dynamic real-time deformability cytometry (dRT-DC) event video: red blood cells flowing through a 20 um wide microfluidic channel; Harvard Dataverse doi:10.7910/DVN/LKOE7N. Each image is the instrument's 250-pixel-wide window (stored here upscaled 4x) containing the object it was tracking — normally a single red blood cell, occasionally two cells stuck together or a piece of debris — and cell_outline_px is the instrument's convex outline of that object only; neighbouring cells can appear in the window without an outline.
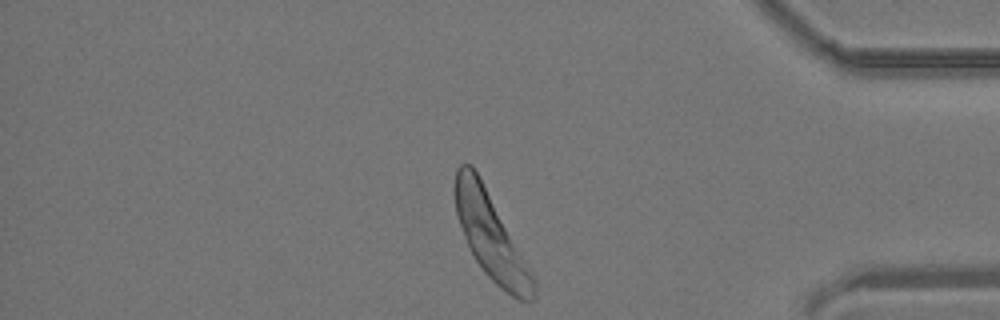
{"species": "common noctule bat (a hibernating species)", "species_latin": "Nyctalus noctula", "temperature_condition": "room temperature", "stored_images_in_passage": 27, "camera_frame_rate_fps": 3000, "um_per_image_px": 0.085, "animal": {"sex": "male", "body_mass_g": 19.2, "forearm_length_mm": 51.8}, "frame": {"image": 1, "passage_image": 27, "time_ms": 8.667, "image_size_px": [1000, 320], "cell_outline_px": [[536, 296], [532, 300], [516, 300], [500, 288], [484, 272], [476, 260], [464, 236], [456, 216], [452, 192], [452, 188], [456, 168], [460, 164], [472, 164], [532, 272], [536, 280]], "centroid_in_image_um": [41.68, 20.07], "position_along_channel_um": 393.5, "area_um2": 38.84}}